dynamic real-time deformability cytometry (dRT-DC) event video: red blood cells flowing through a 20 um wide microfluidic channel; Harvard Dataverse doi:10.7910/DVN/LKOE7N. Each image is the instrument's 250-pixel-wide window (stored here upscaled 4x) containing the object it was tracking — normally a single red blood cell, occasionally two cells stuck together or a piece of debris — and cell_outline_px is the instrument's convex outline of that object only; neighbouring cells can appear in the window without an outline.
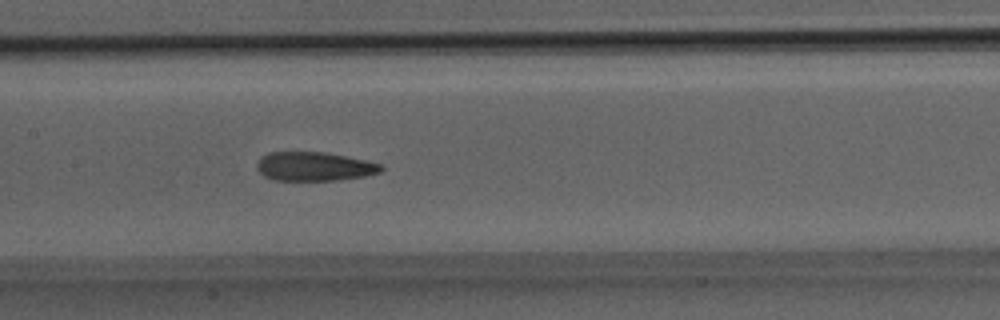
{"species": "Egyptian fruit bat (a non-hibernating species)", "species_latin": "Rousettus aegyptiacus", "temperature_condition": "room temperature", "stored_images_in_passage": 15, "camera_frame_rate_fps": 3000, "um_per_image_px": 0.085, "animal": {"sex": "male"}, "frame": {"image": 1, "passage_image": 15, "time_ms": 4.667, "image_size_px": [1000, 320], "cell_outline_px": [[384, 168], [380, 172], [364, 176], [332, 180], [276, 180], [264, 176], [256, 168], [256, 164], [268, 152], [324, 152], [384, 164]], "centroid_in_image_um": [26.72, 14.15], "position_along_channel_um": 180.7, "area_um2": 20.69}}